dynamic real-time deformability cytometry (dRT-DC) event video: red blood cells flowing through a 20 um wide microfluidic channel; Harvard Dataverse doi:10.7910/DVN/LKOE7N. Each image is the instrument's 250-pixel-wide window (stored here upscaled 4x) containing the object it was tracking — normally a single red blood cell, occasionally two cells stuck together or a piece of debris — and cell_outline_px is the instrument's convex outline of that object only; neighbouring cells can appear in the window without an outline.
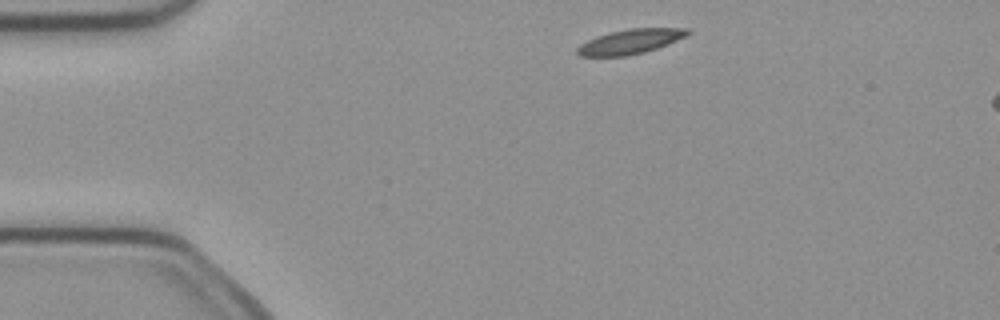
{"species": "common noctule bat (a hibernating species)", "species_latin": "Nyctalus noctula", "temperature_condition": "cold", "stored_images_in_passage": 4, "camera_frame_rate_fps": 3000, "um_per_image_px": 0.085, "animal": {"sex": "female", "body_mass_g": 21.9}, "frame": {"image": 1, "passage_image": 1, "time_ms": 0.0, "image_size_px": [1000, 320], "cell_outline_px": [[692, 32], [668, 44], [644, 52], [628, 56], [580, 56], [576, 52], [576, 48], [580, 44], [596, 36], [628, 28], [688, 28]], "centroid_in_image_um": [53.55, 3.53], "position_along_channel_um": 31.4, "area_um2": 15.78}}
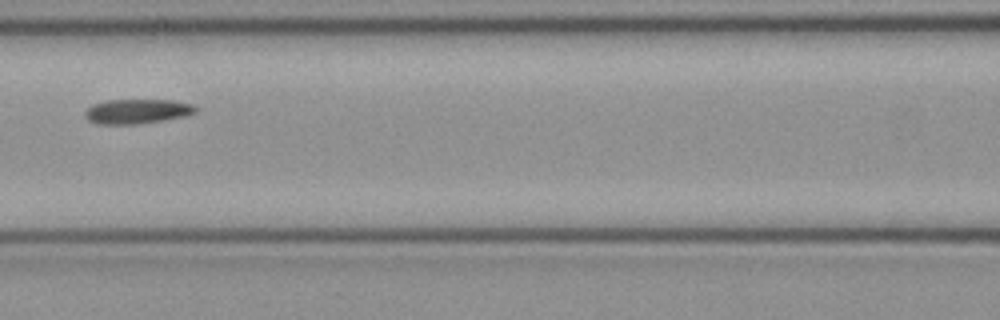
{"frame": {"image": 2, "passage_image": 4, "time_ms": 1.0, "image_size_px": [1000, 320], "cell_outline_px": [[200, 108], [196, 112], [184, 116], [164, 120], [136, 124], [100, 124], [88, 120], [84, 116], [84, 112], [92, 104], [108, 100], [172, 100], [192, 104]], "centroid_in_image_um": [11.66, 9.46], "position_along_channel_um": 154.9, "area_um2": 15.9}}